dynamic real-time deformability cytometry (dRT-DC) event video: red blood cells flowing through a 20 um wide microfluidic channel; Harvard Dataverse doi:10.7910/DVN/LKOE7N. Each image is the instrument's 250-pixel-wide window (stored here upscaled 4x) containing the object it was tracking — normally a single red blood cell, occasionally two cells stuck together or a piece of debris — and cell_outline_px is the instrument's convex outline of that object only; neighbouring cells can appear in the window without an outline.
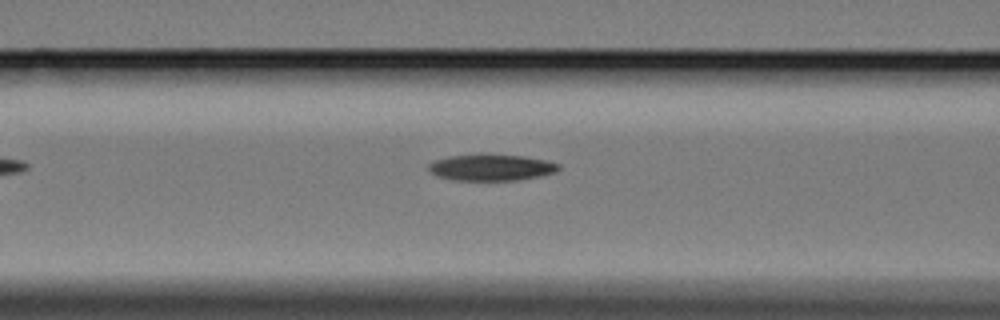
{"species": "Egyptian fruit bat (a non-hibernating species)", "species_latin": "Rousettus aegyptiacus", "temperature_condition": "cold", "stored_images_in_passage": 5, "segment_of_instrument_passage": [1, 2], "camera_frame_rate_fps": 3000, "um_per_image_px": 0.085, "animal": {"sex": "female"}, "frame": {"image": 1, "passage_image": 4, "time_ms": 4.333, "image_size_px": [1000, 320], "cell_outline_px": [[560, 168], [556, 172], [540, 176], [516, 180], [448, 180], [436, 176], [428, 172], [428, 164], [432, 160], [448, 156], [480, 152], [524, 156], [544, 160], [560, 164]], "centroid_in_image_um": [41.67, 14.21], "position_along_channel_um": 124.9, "area_um2": 20.75}}